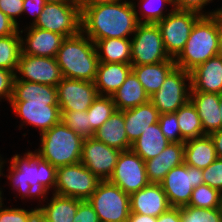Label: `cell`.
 I'll return each mask as SVG.
<instances>
[{
  "label": "cell",
  "mask_w": 222,
  "mask_h": 222,
  "mask_svg": "<svg viewBox=\"0 0 222 222\" xmlns=\"http://www.w3.org/2000/svg\"><path fill=\"white\" fill-rule=\"evenodd\" d=\"M10 104L24 123L38 127L41 134L61 121L55 86L15 79Z\"/></svg>",
  "instance_id": "cell-1"
},
{
  "label": "cell",
  "mask_w": 222,
  "mask_h": 222,
  "mask_svg": "<svg viewBox=\"0 0 222 222\" xmlns=\"http://www.w3.org/2000/svg\"><path fill=\"white\" fill-rule=\"evenodd\" d=\"M80 7L81 31L94 43L105 38H128L141 19L131 1Z\"/></svg>",
  "instance_id": "cell-2"
},
{
  "label": "cell",
  "mask_w": 222,
  "mask_h": 222,
  "mask_svg": "<svg viewBox=\"0 0 222 222\" xmlns=\"http://www.w3.org/2000/svg\"><path fill=\"white\" fill-rule=\"evenodd\" d=\"M22 158L19 154L12 157L7 176L13 188L22 193V197H42L56 185V168L42 159L36 152H27Z\"/></svg>",
  "instance_id": "cell-3"
},
{
  "label": "cell",
  "mask_w": 222,
  "mask_h": 222,
  "mask_svg": "<svg viewBox=\"0 0 222 222\" xmlns=\"http://www.w3.org/2000/svg\"><path fill=\"white\" fill-rule=\"evenodd\" d=\"M62 76L69 79L94 82L99 64L95 43L79 34L63 40L56 54Z\"/></svg>",
  "instance_id": "cell-4"
},
{
  "label": "cell",
  "mask_w": 222,
  "mask_h": 222,
  "mask_svg": "<svg viewBox=\"0 0 222 222\" xmlns=\"http://www.w3.org/2000/svg\"><path fill=\"white\" fill-rule=\"evenodd\" d=\"M218 55L217 10L201 16L175 60L176 67L191 72L209 58Z\"/></svg>",
  "instance_id": "cell-5"
},
{
  "label": "cell",
  "mask_w": 222,
  "mask_h": 222,
  "mask_svg": "<svg viewBox=\"0 0 222 222\" xmlns=\"http://www.w3.org/2000/svg\"><path fill=\"white\" fill-rule=\"evenodd\" d=\"M84 138L66 126L62 120L41 134L38 156L56 169L80 162Z\"/></svg>",
  "instance_id": "cell-6"
},
{
  "label": "cell",
  "mask_w": 222,
  "mask_h": 222,
  "mask_svg": "<svg viewBox=\"0 0 222 222\" xmlns=\"http://www.w3.org/2000/svg\"><path fill=\"white\" fill-rule=\"evenodd\" d=\"M87 200L101 222H127L130 216V195L109 180H101Z\"/></svg>",
  "instance_id": "cell-7"
},
{
  "label": "cell",
  "mask_w": 222,
  "mask_h": 222,
  "mask_svg": "<svg viewBox=\"0 0 222 222\" xmlns=\"http://www.w3.org/2000/svg\"><path fill=\"white\" fill-rule=\"evenodd\" d=\"M33 27L63 35L81 32V9L77 2L46 3Z\"/></svg>",
  "instance_id": "cell-8"
},
{
  "label": "cell",
  "mask_w": 222,
  "mask_h": 222,
  "mask_svg": "<svg viewBox=\"0 0 222 222\" xmlns=\"http://www.w3.org/2000/svg\"><path fill=\"white\" fill-rule=\"evenodd\" d=\"M201 16L192 11L173 8L163 20L157 23L165 51L170 58L176 59L183 50L194 24Z\"/></svg>",
  "instance_id": "cell-9"
},
{
  "label": "cell",
  "mask_w": 222,
  "mask_h": 222,
  "mask_svg": "<svg viewBox=\"0 0 222 222\" xmlns=\"http://www.w3.org/2000/svg\"><path fill=\"white\" fill-rule=\"evenodd\" d=\"M202 169L182 163L172 168L160 182L171 207L188 205L193 189L204 184Z\"/></svg>",
  "instance_id": "cell-10"
},
{
  "label": "cell",
  "mask_w": 222,
  "mask_h": 222,
  "mask_svg": "<svg viewBox=\"0 0 222 222\" xmlns=\"http://www.w3.org/2000/svg\"><path fill=\"white\" fill-rule=\"evenodd\" d=\"M100 179L81 162L56 169L55 194L87 200L96 190Z\"/></svg>",
  "instance_id": "cell-11"
},
{
  "label": "cell",
  "mask_w": 222,
  "mask_h": 222,
  "mask_svg": "<svg viewBox=\"0 0 222 222\" xmlns=\"http://www.w3.org/2000/svg\"><path fill=\"white\" fill-rule=\"evenodd\" d=\"M131 40V65L155 64L170 59L157 24L139 23Z\"/></svg>",
  "instance_id": "cell-12"
},
{
  "label": "cell",
  "mask_w": 222,
  "mask_h": 222,
  "mask_svg": "<svg viewBox=\"0 0 222 222\" xmlns=\"http://www.w3.org/2000/svg\"><path fill=\"white\" fill-rule=\"evenodd\" d=\"M189 81V88L185 81ZM189 92H188V91ZM191 73L175 67L166 77L160 89L150 96L159 114L175 113L190 100Z\"/></svg>",
  "instance_id": "cell-13"
},
{
  "label": "cell",
  "mask_w": 222,
  "mask_h": 222,
  "mask_svg": "<svg viewBox=\"0 0 222 222\" xmlns=\"http://www.w3.org/2000/svg\"><path fill=\"white\" fill-rule=\"evenodd\" d=\"M109 181L129 195L143 189L150 183L145 161L132 150L121 151Z\"/></svg>",
  "instance_id": "cell-14"
},
{
  "label": "cell",
  "mask_w": 222,
  "mask_h": 222,
  "mask_svg": "<svg viewBox=\"0 0 222 222\" xmlns=\"http://www.w3.org/2000/svg\"><path fill=\"white\" fill-rule=\"evenodd\" d=\"M120 153V150L89 137L83 141L80 162L100 180H109Z\"/></svg>",
  "instance_id": "cell-15"
},
{
  "label": "cell",
  "mask_w": 222,
  "mask_h": 222,
  "mask_svg": "<svg viewBox=\"0 0 222 222\" xmlns=\"http://www.w3.org/2000/svg\"><path fill=\"white\" fill-rule=\"evenodd\" d=\"M94 82L63 77L57 85L60 111H87L98 97Z\"/></svg>",
  "instance_id": "cell-16"
},
{
  "label": "cell",
  "mask_w": 222,
  "mask_h": 222,
  "mask_svg": "<svg viewBox=\"0 0 222 222\" xmlns=\"http://www.w3.org/2000/svg\"><path fill=\"white\" fill-rule=\"evenodd\" d=\"M16 71L22 77L15 74V79L55 87L63 78L56 58L52 57H38L21 53Z\"/></svg>",
  "instance_id": "cell-17"
},
{
  "label": "cell",
  "mask_w": 222,
  "mask_h": 222,
  "mask_svg": "<svg viewBox=\"0 0 222 222\" xmlns=\"http://www.w3.org/2000/svg\"><path fill=\"white\" fill-rule=\"evenodd\" d=\"M160 183H149L143 189L130 194V212L159 217L170 208Z\"/></svg>",
  "instance_id": "cell-18"
},
{
  "label": "cell",
  "mask_w": 222,
  "mask_h": 222,
  "mask_svg": "<svg viewBox=\"0 0 222 222\" xmlns=\"http://www.w3.org/2000/svg\"><path fill=\"white\" fill-rule=\"evenodd\" d=\"M28 31L26 39H23L21 36L22 54L38 57H56V54L65 39L63 35L36 28L32 25L29 27Z\"/></svg>",
  "instance_id": "cell-19"
},
{
  "label": "cell",
  "mask_w": 222,
  "mask_h": 222,
  "mask_svg": "<svg viewBox=\"0 0 222 222\" xmlns=\"http://www.w3.org/2000/svg\"><path fill=\"white\" fill-rule=\"evenodd\" d=\"M190 92L222 94V57L215 56L191 72Z\"/></svg>",
  "instance_id": "cell-20"
},
{
  "label": "cell",
  "mask_w": 222,
  "mask_h": 222,
  "mask_svg": "<svg viewBox=\"0 0 222 222\" xmlns=\"http://www.w3.org/2000/svg\"><path fill=\"white\" fill-rule=\"evenodd\" d=\"M182 163H184V142H170L159 155L145 161L148 181L160 183L172 168Z\"/></svg>",
  "instance_id": "cell-21"
},
{
  "label": "cell",
  "mask_w": 222,
  "mask_h": 222,
  "mask_svg": "<svg viewBox=\"0 0 222 222\" xmlns=\"http://www.w3.org/2000/svg\"><path fill=\"white\" fill-rule=\"evenodd\" d=\"M190 101L197 109L205 135L221 129L220 94L190 92Z\"/></svg>",
  "instance_id": "cell-22"
},
{
  "label": "cell",
  "mask_w": 222,
  "mask_h": 222,
  "mask_svg": "<svg viewBox=\"0 0 222 222\" xmlns=\"http://www.w3.org/2000/svg\"><path fill=\"white\" fill-rule=\"evenodd\" d=\"M159 112L149 100L135 108L124 110L125 131L132 144L150 125L158 123Z\"/></svg>",
  "instance_id": "cell-23"
},
{
  "label": "cell",
  "mask_w": 222,
  "mask_h": 222,
  "mask_svg": "<svg viewBox=\"0 0 222 222\" xmlns=\"http://www.w3.org/2000/svg\"><path fill=\"white\" fill-rule=\"evenodd\" d=\"M124 111L116 110L106 122L94 132L93 137L120 151L131 150L125 131Z\"/></svg>",
  "instance_id": "cell-24"
},
{
  "label": "cell",
  "mask_w": 222,
  "mask_h": 222,
  "mask_svg": "<svg viewBox=\"0 0 222 222\" xmlns=\"http://www.w3.org/2000/svg\"><path fill=\"white\" fill-rule=\"evenodd\" d=\"M131 71V64L99 62L94 81L98 94L111 96L123 84Z\"/></svg>",
  "instance_id": "cell-25"
},
{
  "label": "cell",
  "mask_w": 222,
  "mask_h": 222,
  "mask_svg": "<svg viewBox=\"0 0 222 222\" xmlns=\"http://www.w3.org/2000/svg\"><path fill=\"white\" fill-rule=\"evenodd\" d=\"M176 67L175 60L170 58L167 61L155 64H144L132 66V72L144 87L145 92L153 95L165 81L167 75Z\"/></svg>",
  "instance_id": "cell-26"
},
{
  "label": "cell",
  "mask_w": 222,
  "mask_h": 222,
  "mask_svg": "<svg viewBox=\"0 0 222 222\" xmlns=\"http://www.w3.org/2000/svg\"><path fill=\"white\" fill-rule=\"evenodd\" d=\"M217 158L210 135L188 139L184 142V163L188 166L205 169Z\"/></svg>",
  "instance_id": "cell-27"
},
{
  "label": "cell",
  "mask_w": 222,
  "mask_h": 222,
  "mask_svg": "<svg viewBox=\"0 0 222 222\" xmlns=\"http://www.w3.org/2000/svg\"><path fill=\"white\" fill-rule=\"evenodd\" d=\"M111 97L116 109L120 111L135 108L150 100L149 95L132 71Z\"/></svg>",
  "instance_id": "cell-28"
},
{
  "label": "cell",
  "mask_w": 222,
  "mask_h": 222,
  "mask_svg": "<svg viewBox=\"0 0 222 222\" xmlns=\"http://www.w3.org/2000/svg\"><path fill=\"white\" fill-rule=\"evenodd\" d=\"M170 141L166 139L158 123L150 125L131 146V150L144 161L155 158Z\"/></svg>",
  "instance_id": "cell-29"
},
{
  "label": "cell",
  "mask_w": 222,
  "mask_h": 222,
  "mask_svg": "<svg viewBox=\"0 0 222 222\" xmlns=\"http://www.w3.org/2000/svg\"><path fill=\"white\" fill-rule=\"evenodd\" d=\"M48 205L38 207V214L47 222H74L81 199L53 193Z\"/></svg>",
  "instance_id": "cell-30"
},
{
  "label": "cell",
  "mask_w": 222,
  "mask_h": 222,
  "mask_svg": "<svg viewBox=\"0 0 222 222\" xmlns=\"http://www.w3.org/2000/svg\"><path fill=\"white\" fill-rule=\"evenodd\" d=\"M128 39L105 38L98 40L95 46L99 62L131 64V40Z\"/></svg>",
  "instance_id": "cell-31"
},
{
  "label": "cell",
  "mask_w": 222,
  "mask_h": 222,
  "mask_svg": "<svg viewBox=\"0 0 222 222\" xmlns=\"http://www.w3.org/2000/svg\"><path fill=\"white\" fill-rule=\"evenodd\" d=\"M175 113L177 114L181 137L185 141L205 135L197 109L190 100Z\"/></svg>",
  "instance_id": "cell-32"
},
{
  "label": "cell",
  "mask_w": 222,
  "mask_h": 222,
  "mask_svg": "<svg viewBox=\"0 0 222 222\" xmlns=\"http://www.w3.org/2000/svg\"><path fill=\"white\" fill-rule=\"evenodd\" d=\"M23 30L4 37H0V68L16 72L18 61L22 53L21 35Z\"/></svg>",
  "instance_id": "cell-33"
},
{
  "label": "cell",
  "mask_w": 222,
  "mask_h": 222,
  "mask_svg": "<svg viewBox=\"0 0 222 222\" xmlns=\"http://www.w3.org/2000/svg\"><path fill=\"white\" fill-rule=\"evenodd\" d=\"M116 110L111 96L98 95L87 110L90 129L93 132L98 130Z\"/></svg>",
  "instance_id": "cell-34"
},
{
  "label": "cell",
  "mask_w": 222,
  "mask_h": 222,
  "mask_svg": "<svg viewBox=\"0 0 222 222\" xmlns=\"http://www.w3.org/2000/svg\"><path fill=\"white\" fill-rule=\"evenodd\" d=\"M188 206L202 209L222 208V193L202 184L193 189Z\"/></svg>",
  "instance_id": "cell-35"
},
{
  "label": "cell",
  "mask_w": 222,
  "mask_h": 222,
  "mask_svg": "<svg viewBox=\"0 0 222 222\" xmlns=\"http://www.w3.org/2000/svg\"><path fill=\"white\" fill-rule=\"evenodd\" d=\"M61 115L62 122L82 138L93 137L87 111H61Z\"/></svg>",
  "instance_id": "cell-36"
},
{
  "label": "cell",
  "mask_w": 222,
  "mask_h": 222,
  "mask_svg": "<svg viewBox=\"0 0 222 222\" xmlns=\"http://www.w3.org/2000/svg\"><path fill=\"white\" fill-rule=\"evenodd\" d=\"M182 222H222V208L202 209L192 206L180 207Z\"/></svg>",
  "instance_id": "cell-37"
},
{
  "label": "cell",
  "mask_w": 222,
  "mask_h": 222,
  "mask_svg": "<svg viewBox=\"0 0 222 222\" xmlns=\"http://www.w3.org/2000/svg\"><path fill=\"white\" fill-rule=\"evenodd\" d=\"M139 1H141V3L144 5L141 6L142 8H140L141 14L143 16L142 18H145L144 20H141V23H149V24H157L160 20H163L167 16L163 14L162 9L164 4L170 3L171 5H173V0H139ZM160 5L162 6L160 7Z\"/></svg>",
  "instance_id": "cell-38"
},
{
  "label": "cell",
  "mask_w": 222,
  "mask_h": 222,
  "mask_svg": "<svg viewBox=\"0 0 222 222\" xmlns=\"http://www.w3.org/2000/svg\"><path fill=\"white\" fill-rule=\"evenodd\" d=\"M158 124L168 141L185 142L181 137L176 113L160 114Z\"/></svg>",
  "instance_id": "cell-39"
},
{
  "label": "cell",
  "mask_w": 222,
  "mask_h": 222,
  "mask_svg": "<svg viewBox=\"0 0 222 222\" xmlns=\"http://www.w3.org/2000/svg\"><path fill=\"white\" fill-rule=\"evenodd\" d=\"M38 213V208L31 211L19 208H3L0 205V222H31Z\"/></svg>",
  "instance_id": "cell-40"
},
{
  "label": "cell",
  "mask_w": 222,
  "mask_h": 222,
  "mask_svg": "<svg viewBox=\"0 0 222 222\" xmlns=\"http://www.w3.org/2000/svg\"><path fill=\"white\" fill-rule=\"evenodd\" d=\"M204 184L222 193V159L217 158L208 167L202 169Z\"/></svg>",
  "instance_id": "cell-41"
},
{
  "label": "cell",
  "mask_w": 222,
  "mask_h": 222,
  "mask_svg": "<svg viewBox=\"0 0 222 222\" xmlns=\"http://www.w3.org/2000/svg\"><path fill=\"white\" fill-rule=\"evenodd\" d=\"M14 80V72L0 68V97H6V100H9V102L13 95Z\"/></svg>",
  "instance_id": "cell-42"
},
{
  "label": "cell",
  "mask_w": 222,
  "mask_h": 222,
  "mask_svg": "<svg viewBox=\"0 0 222 222\" xmlns=\"http://www.w3.org/2000/svg\"><path fill=\"white\" fill-rule=\"evenodd\" d=\"M23 1L24 0H0V10L8 16L18 26L16 16H20L23 13Z\"/></svg>",
  "instance_id": "cell-43"
},
{
  "label": "cell",
  "mask_w": 222,
  "mask_h": 222,
  "mask_svg": "<svg viewBox=\"0 0 222 222\" xmlns=\"http://www.w3.org/2000/svg\"><path fill=\"white\" fill-rule=\"evenodd\" d=\"M74 222H100L97 213L88 200H82L74 216Z\"/></svg>",
  "instance_id": "cell-44"
},
{
  "label": "cell",
  "mask_w": 222,
  "mask_h": 222,
  "mask_svg": "<svg viewBox=\"0 0 222 222\" xmlns=\"http://www.w3.org/2000/svg\"><path fill=\"white\" fill-rule=\"evenodd\" d=\"M212 0H173L174 9L180 11H192L198 13L202 16L206 14L202 13L201 10L207 3H210Z\"/></svg>",
  "instance_id": "cell-45"
},
{
  "label": "cell",
  "mask_w": 222,
  "mask_h": 222,
  "mask_svg": "<svg viewBox=\"0 0 222 222\" xmlns=\"http://www.w3.org/2000/svg\"><path fill=\"white\" fill-rule=\"evenodd\" d=\"M44 0H24L23 1V12L29 11L34 15V21L31 25L35 24L37 18L40 16V13L43 11L45 6Z\"/></svg>",
  "instance_id": "cell-46"
},
{
  "label": "cell",
  "mask_w": 222,
  "mask_h": 222,
  "mask_svg": "<svg viewBox=\"0 0 222 222\" xmlns=\"http://www.w3.org/2000/svg\"><path fill=\"white\" fill-rule=\"evenodd\" d=\"M17 31V24L0 10V37L12 35Z\"/></svg>",
  "instance_id": "cell-47"
},
{
  "label": "cell",
  "mask_w": 222,
  "mask_h": 222,
  "mask_svg": "<svg viewBox=\"0 0 222 222\" xmlns=\"http://www.w3.org/2000/svg\"><path fill=\"white\" fill-rule=\"evenodd\" d=\"M157 222H182L180 207H170L166 212L157 217Z\"/></svg>",
  "instance_id": "cell-48"
},
{
  "label": "cell",
  "mask_w": 222,
  "mask_h": 222,
  "mask_svg": "<svg viewBox=\"0 0 222 222\" xmlns=\"http://www.w3.org/2000/svg\"><path fill=\"white\" fill-rule=\"evenodd\" d=\"M215 146L217 157L222 159V129L210 134Z\"/></svg>",
  "instance_id": "cell-49"
},
{
  "label": "cell",
  "mask_w": 222,
  "mask_h": 222,
  "mask_svg": "<svg viewBox=\"0 0 222 222\" xmlns=\"http://www.w3.org/2000/svg\"><path fill=\"white\" fill-rule=\"evenodd\" d=\"M120 0H77L79 7H93L100 4H111Z\"/></svg>",
  "instance_id": "cell-50"
},
{
  "label": "cell",
  "mask_w": 222,
  "mask_h": 222,
  "mask_svg": "<svg viewBox=\"0 0 222 222\" xmlns=\"http://www.w3.org/2000/svg\"><path fill=\"white\" fill-rule=\"evenodd\" d=\"M218 56L222 57V10H217Z\"/></svg>",
  "instance_id": "cell-51"
},
{
  "label": "cell",
  "mask_w": 222,
  "mask_h": 222,
  "mask_svg": "<svg viewBox=\"0 0 222 222\" xmlns=\"http://www.w3.org/2000/svg\"><path fill=\"white\" fill-rule=\"evenodd\" d=\"M127 222H157V218L130 212Z\"/></svg>",
  "instance_id": "cell-52"
},
{
  "label": "cell",
  "mask_w": 222,
  "mask_h": 222,
  "mask_svg": "<svg viewBox=\"0 0 222 222\" xmlns=\"http://www.w3.org/2000/svg\"><path fill=\"white\" fill-rule=\"evenodd\" d=\"M45 3L77 2V0H44Z\"/></svg>",
  "instance_id": "cell-53"
},
{
  "label": "cell",
  "mask_w": 222,
  "mask_h": 222,
  "mask_svg": "<svg viewBox=\"0 0 222 222\" xmlns=\"http://www.w3.org/2000/svg\"><path fill=\"white\" fill-rule=\"evenodd\" d=\"M31 222H47V221L37 213Z\"/></svg>",
  "instance_id": "cell-54"
},
{
  "label": "cell",
  "mask_w": 222,
  "mask_h": 222,
  "mask_svg": "<svg viewBox=\"0 0 222 222\" xmlns=\"http://www.w3.org/2000/svg\"><path fill=\"white\" fill-rule=\"evenodd\" d=\"M219 109H220L221 129H222V94H220V104H219Z\"/></svg>",
  "instance_id": "cell-55"
},
{
  "label": "cell",
  "mask_w": 222,
  "mask_h": 222,
  "mask_svg": "<svg viewBox=\"0 0 222 222\" xmlns=\"http://www.w3.org/2000/svg\"><path fill=\"white\" fill-rule=\"evenodd\" d=\"M3 164H4V161L0 160V175H2L1 170H2Z\"/></svg>",
  "instance_id": "cell-56"
},
{
  "label": "cell",
  "mask_w": 222,
  "mask_h": 222,
  "mask_svg": "<svg viewBox=\"0 0 222 222\" xmlns=\"http://www.w3.org/2000/svg\"><path fill=\"white\" fill-rule=\"evenodd\" d=\"M1 194H2V191L0 190V205L3 204L2 203V197H1L2 195Z\"/></svg>",
  "instance_id": "cell-57"
}]
</instances>
